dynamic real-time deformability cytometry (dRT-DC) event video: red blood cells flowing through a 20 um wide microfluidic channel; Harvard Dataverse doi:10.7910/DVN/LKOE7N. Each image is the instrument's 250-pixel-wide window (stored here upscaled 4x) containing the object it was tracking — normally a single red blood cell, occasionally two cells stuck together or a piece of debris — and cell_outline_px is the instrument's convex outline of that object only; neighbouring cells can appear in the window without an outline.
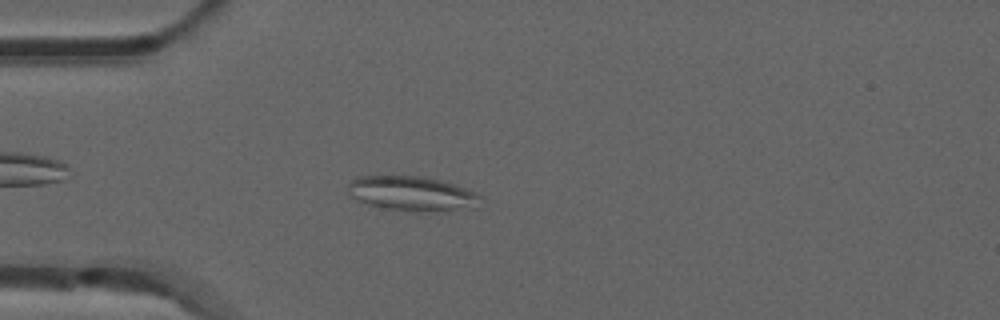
{"species": "common noctule bat (a hibernating species)", "species_latin": "Nyctalus noctula", "temperature_condition": "room temperature", "stored_images_in_passage": 43, "camera_frame_rate_fps": 3000, "um_per_image_px": 0.085, "animal": {"sex": "male", "forearm_length_mm": 52.5}, "frame": {"image": 1, "passage_image": 5, "time_ms": 1.333, "image_size_px": [1000, 320], "cell_outline_px": [[484, 196], [476, 208], [416, 212], [388, 208], [368, 204], [352, 196], [348, 192], [348, 184], [352, 180], [360, 176], [420, 176], [440, 180], [476, 192]], "centroid_in_image_um": [35.07, 16.45], "position_along_channel_um": 49.9, "area_um2": 26.53}}
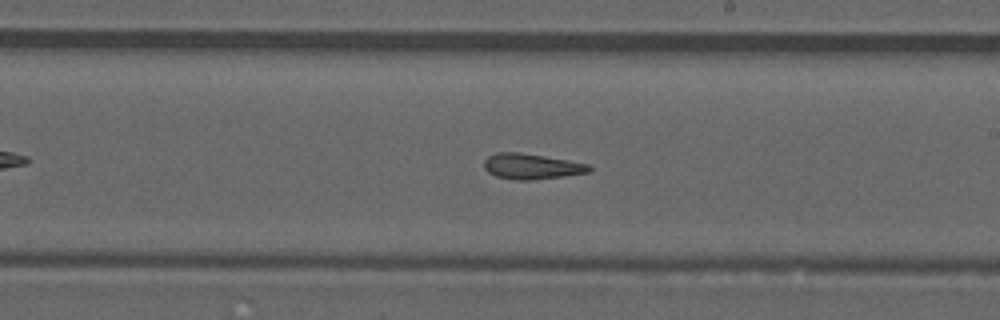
{"frame": {"image": 2, "passage_image": 21, "time_ms": 6.667, "image_size_px": [1000, 320], "cell_outline_px": [[592, 172], [564, 176], [532, 180], [516, 180], [496, 176], [488, 172], [484, 168], [484, 160], [488, 156], [496, 152], [520, 152], [568, 160], [588, 164], [592, 168]], "centroid_in_image_um": [45.18, 14.14], "position_along_channel_um": 243.8, "area_um2": 15.72}}
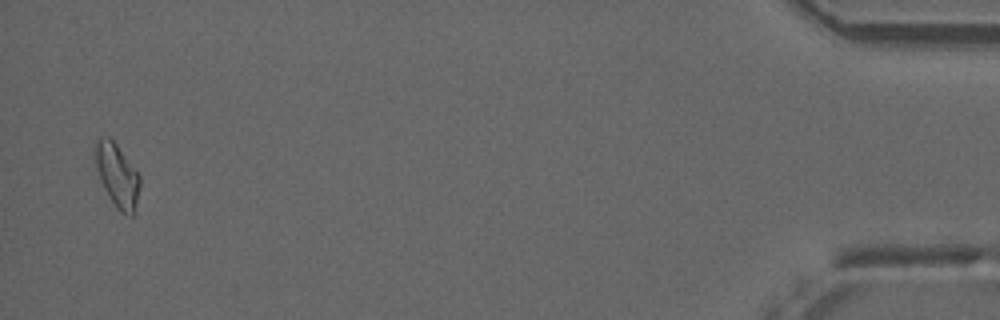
{"frame": {"image": 3, "passage_image": 42, "time_ms": 13.667, "image_size_px": [1000, 320], "cell_outline_px": [[140, 184], [136, 212], [132, 216], [128, 216], [120, 212], [116, 208], [108, 196], [104, 188], [96, 168], [92, 156], [96, 140], [100, 136], [108, 136], [116, 144], [140, 176]], "centroid_in_image_um": [9.94, 14.92], "position_along_channel_um": 425.3, "area_um2": 16.82}, "authors_computed_cell_mechanics": {"area_um2": 15.8372, "velocity_mm_per_s": 3.8579, "shape_relaxation_time_tau1_ms": null, "shape_relaxation_time_tau2_ms": 3.7797, "deformation_change_tau1": null, "deformation_change_tau2": 0.1141}}